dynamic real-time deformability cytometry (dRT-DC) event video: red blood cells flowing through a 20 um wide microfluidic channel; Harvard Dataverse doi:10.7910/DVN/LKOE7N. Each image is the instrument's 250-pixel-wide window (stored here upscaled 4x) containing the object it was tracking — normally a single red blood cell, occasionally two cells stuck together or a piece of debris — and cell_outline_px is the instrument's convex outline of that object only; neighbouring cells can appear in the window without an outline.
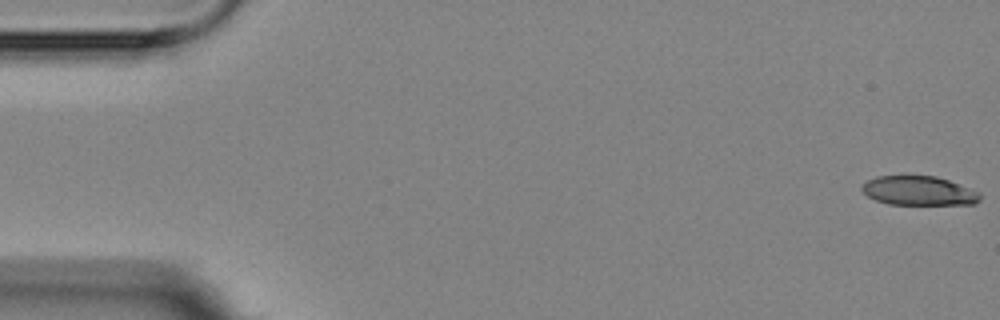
{"species": "Egyptian fruit bat (a non-hibernating species)", "species_latin": "Rousettus aegyptiacus", "temperature_condition": "room temperature", "stored_images_in_passage": 6, "camera_frame_rate_fps": 3000, "um_per_image_px": 0.085, "animal": {"sex": "female"}, "frame": {"image": 1, "passage_image": 1, "time_ms": 0.0, "image_size_px": [1000, 320], "cell_outline_px": [[980, 200], [976, 204], [888, 204], [876, 200], [868, 196], [860, 188], [868, 180], [876, 176], [904, 172], [908, 172], [936, 176], [948, 180], [980, 192]], "centroid_in_image_um": [78.06, 16.15], "position_along_channel_um": 6.9, "area_um2": 20.87}}
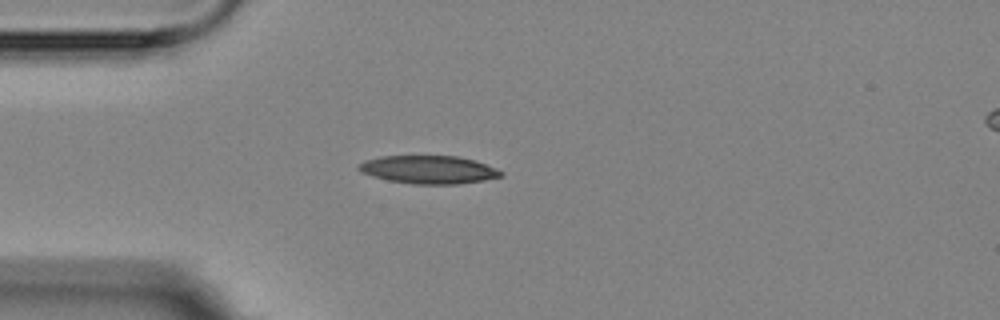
{"frame": {"image": 2, "passage_image": 5, "time_ms": 4.667, "image_size_px": [1000, 320], "cell_outline_px": [[504, 176], [484, 180], [460, 184], [412, 184], [388, 180], [372, 176], [360, 172], [356, 168], [364, 160], [380, 156], [460, 156], [476, 160], [496, 168], [504, 172]], "centroid_in_image_um": [36.45, 14.42], "position_along_channel_um": 48.5, "area_um2": 23.52}}